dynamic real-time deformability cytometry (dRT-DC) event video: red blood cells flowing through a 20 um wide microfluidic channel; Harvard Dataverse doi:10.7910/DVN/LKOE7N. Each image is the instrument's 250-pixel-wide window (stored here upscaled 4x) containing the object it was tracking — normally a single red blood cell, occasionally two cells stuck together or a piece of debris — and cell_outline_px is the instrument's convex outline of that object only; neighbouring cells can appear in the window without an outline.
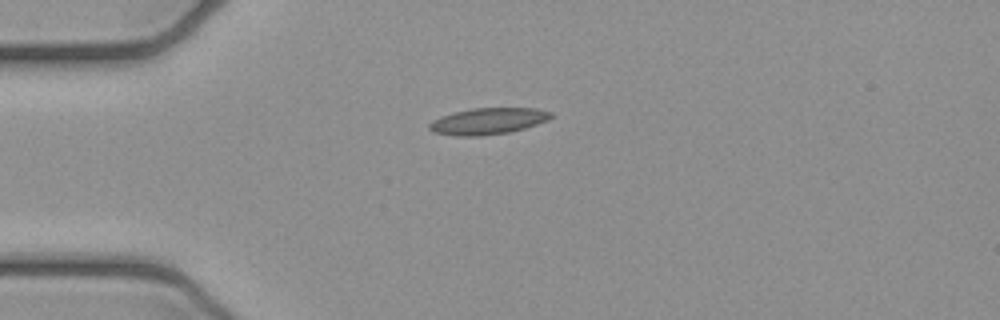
{"species": "common noctule bat (a hibernating species)", "species_latin": "Nyctalus noctula", "temperature_condition": "cold", "stored_images_in_passage": 3, "camera_frame_rate_fps": 3000, "um_per_image_px": 0.085, "animal": {"sex": "female", "body_mass_g": 21.9}, "frame": {"image": 1, "passage_image": 1, "time_ms": 0.0, "image_size_px": [1000, 320], "cell_outline_px": [[552, 116], [548, 120], [524, 128], [508, 132], [480, 136], [456, 136], [432, 132], [428, 128], [428, 124], [432, 120], [452, 112], [472, 108], [536, 108], [552, 112]], "centroid_in_image_um": [41.44, 10.29], "position_along_channel_um": 43.6, "area_um2": 18.79}}
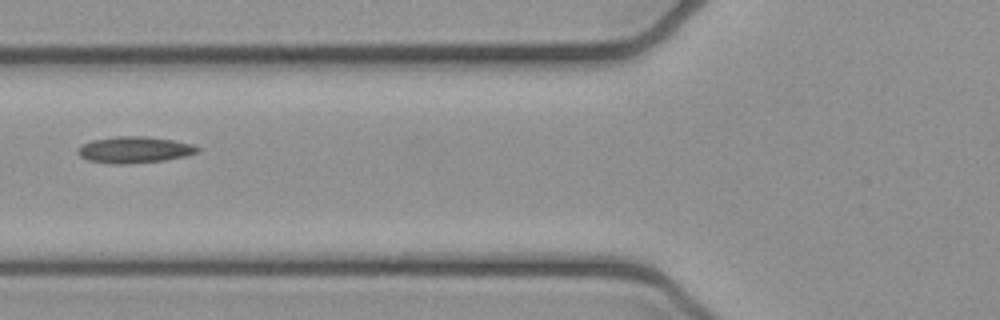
{"frame": {"image": 2, "passage_image": 3, "time_ms": 0.667, "image_size_px": [1000, 320], "cell_outline_px": [[200, 152], [184, 156], [164, 160], [128, 164], [112, 164], [88, 160], [80, 156], [76, 152], [76, 148], [80, 144], [92, 140], [116, 136], [144, 136], [172, 140], [192, 144], [200, 148]], "centroid_in_image_um": [11.38, 12.73], "position_along_channel_um": 114.4, "area_um2": 18.55}}